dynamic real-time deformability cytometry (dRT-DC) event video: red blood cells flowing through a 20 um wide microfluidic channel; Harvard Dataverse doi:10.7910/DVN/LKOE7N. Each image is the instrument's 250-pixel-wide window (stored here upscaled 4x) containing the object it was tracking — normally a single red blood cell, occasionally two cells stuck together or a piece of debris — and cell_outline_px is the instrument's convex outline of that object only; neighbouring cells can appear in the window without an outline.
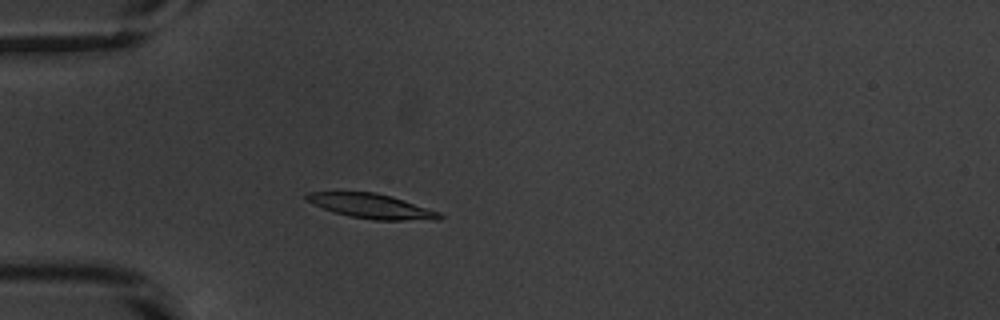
{"species": "common noctule bat (a hibernating species)", "species_latin": "Nyctalus noctula", "temperature_condition": "warm", "stored_images_in_passage": 50, "camera_frame_rate_fps": 3000, "um_per_image_px": 0.085, "animal": {"sex": "male", "body_mass_g": 20.1, "forearm_length_mm": 53.5}, "frame": {"image": 1, "passage_image": 12, "time_ms": 3.667, "image_size_px": [1000, 320], "cell_outline_px": [[444, 216], [440, 220], [372, 220], [348, 216], [332, 212], [304, 200], [304, 196], [308, 192], [376, 192], [392, 196], [440, 212]], "centroid_in_image_um": [31.58, 17.53], "position_along_channel_um": 53.4, "area_um2": 19.31}}
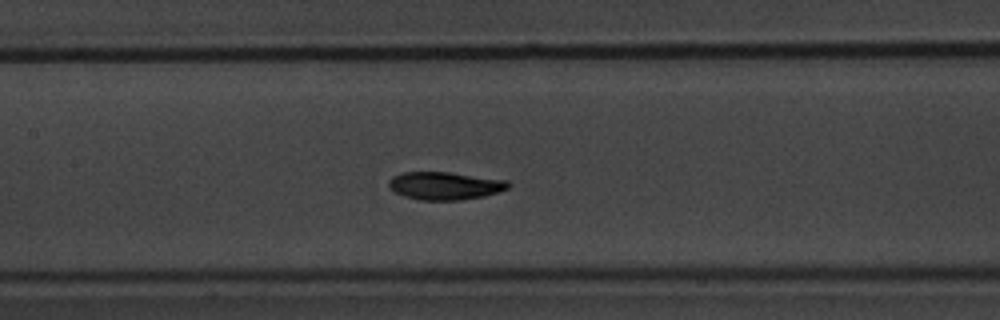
{"frame": {"image": 2, "passage_image": 22, "time_ms": 7.0, "image_size_px": [1000, 320], "cell_outline_px": [[512, 184], [508, 188], [484, 196], [460, 200], [420, 200], [404, 196], [388, 188], [388, 180], [392, 176], [400, 172], [448, 172], [508, 180]], "centroid_in_image_um": [37.79, 15.78], "position_along_channel_um": 169.6, "area_um2": 19.48}}
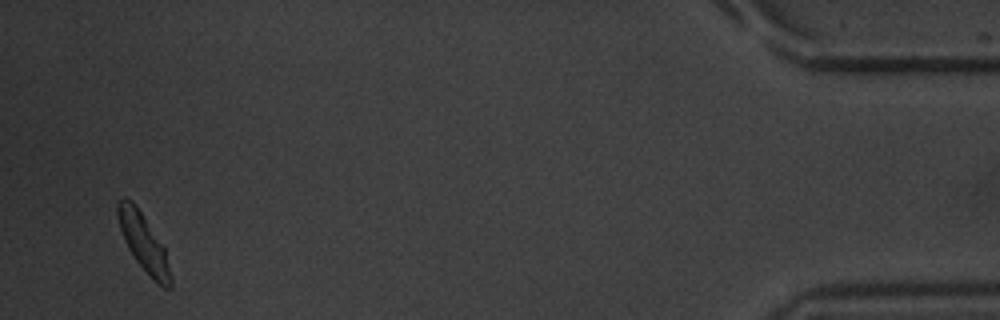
{"frame": {"image": 3, "passage_image": 48, "time_ms": 15.667, "image_size_px": [1000, 320], "cell_outline_px": [[172, 288], [164, 288], [156, 284], [136, 260], [128, 248], [124, 240], [116, 216], [116, 204], [124, 196], [132, 200], [164, 248], [172, 280]], "centroid_in_image_um": [12.18, 20.64], "position_along_channel_um": 423.0, "area_um2": 17.34}, "authors_computed_cell_mechanics": {"area_um2": 18.785, "velocity_mm_per_s": 3.7922, "shape_relaxation_time_tau1_ms": 6.017, "shape_relaxation_time_tau2_ms": 1.7957, "deformation_change_tau1": 0.2577, "deformation_change_tau2": 0.0576}}